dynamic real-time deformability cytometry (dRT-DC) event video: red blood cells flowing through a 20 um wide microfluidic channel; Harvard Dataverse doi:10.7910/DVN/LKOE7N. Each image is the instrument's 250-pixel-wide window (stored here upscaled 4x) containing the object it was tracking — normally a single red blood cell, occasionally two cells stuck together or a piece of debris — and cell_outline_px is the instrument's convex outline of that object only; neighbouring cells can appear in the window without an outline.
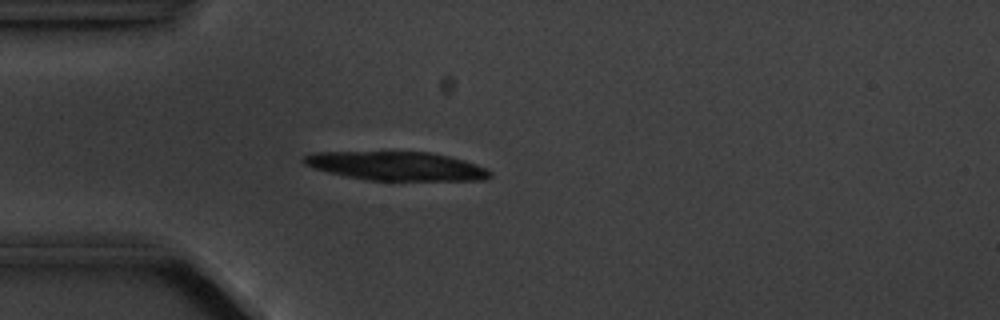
{"species": "common noctule bat (a hibernating species)", "species_latin": "Nyctalus noctula", "temperature_condition": "cold", "stored_images_in_passage": 4, "camera_frame_rate_fps": 3000, "um_per_image_px": 0.085, "animal": {"sex": "male", "body_mass_g": 20.1, "forearm_length_mm": 53.5}, "frame": {"image": 1, "passage_image": 4, "time_ms": 4.333, "image_size_px": [1000, 320], "cell_outline_px": [[492, 176], [484, 180], [368, 180], [344, 176], [312, 168], [304, 164], [300, 160], [304, 156], [316, 152], [428, 152], [448, 156], [464, 160], [476, 164], [492, 172]], "centroid_in_image_um": [33.67, 14.12], "position_along_channel_um": 51.3, "area_um2": 31.15}}